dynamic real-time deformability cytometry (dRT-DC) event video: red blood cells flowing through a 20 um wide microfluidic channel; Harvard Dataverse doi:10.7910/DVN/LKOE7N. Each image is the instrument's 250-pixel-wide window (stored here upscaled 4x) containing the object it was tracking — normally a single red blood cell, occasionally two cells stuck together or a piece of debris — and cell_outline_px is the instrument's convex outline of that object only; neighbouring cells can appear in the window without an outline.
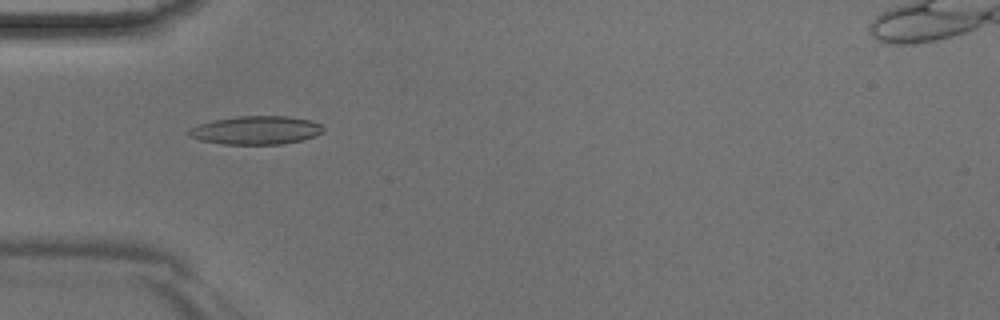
{"species": "Egyptian fruit bat (a non-hibernating species)", "species_latin": "Rousettus aegyptiacus", "temperature_condition": "room temperature", "stored_images_in_passage": 42, "camera_frame_rate_fps": 3000, "um_per_image_px": 0.085, "animal": {"sex": "male"}, "frame": {"image": 1, "passage_image": 11, "time_ms": 3.333, "image_size_px": [1000, 320], "cell_outline_px": [[324, 132], [316, 136], [300, 140], [280, 144], [224, 144], [200, 140], [188, 136], [184, 132], [200, 124], [212, 120], [236, 116], [288, 116], [312, 120], [320, 124], [324, 128]], "centroid_in_image_um": [21.76, 11.06], "position_along_channel_um": 63.2, "area_um2": 22.37}}
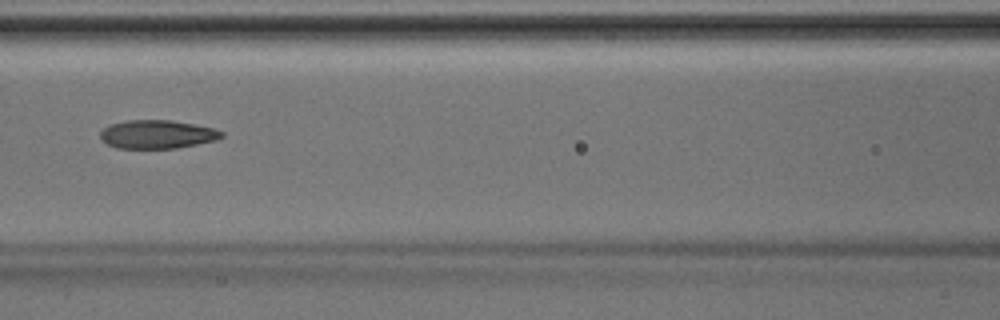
{"frame": {"image": 2, "passage_image": 17, "time_ms": 5.333, "image_size_px": [1000, 320], "cell_outline_px": [[224, 136], [216, 140], [176, 148], [116, 148], [100, 140], [100, 132], [108, 124], [128, 120], [172, 120], [216, 128], [224, 132]], "centroid_in_image_um": [13.36, 11.41], "position_along_channel_um": 153.2, "area_um2": 20.29}}
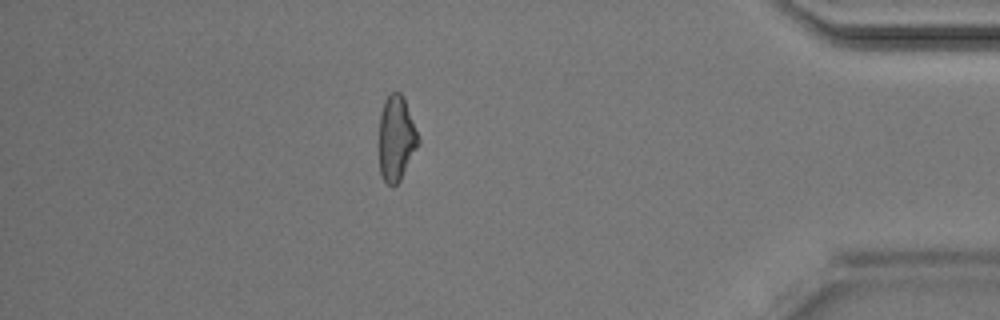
{"frame": {"image": 3, "passage_image": 36, "time_ms": 11.667, "image_size_px": [1000, 320], "cell_outline_px": [[420, 144], [400, 180], [392, 188], [384, 180], [380, 172], [380, 116], [384, 100], [392, 92], [400, 92], [404, 96], [420, 140]], "centroid_in_image_um": [33.7, 11.76], "position_along_channel_um": 401.5, "area_um2": 19.42}}